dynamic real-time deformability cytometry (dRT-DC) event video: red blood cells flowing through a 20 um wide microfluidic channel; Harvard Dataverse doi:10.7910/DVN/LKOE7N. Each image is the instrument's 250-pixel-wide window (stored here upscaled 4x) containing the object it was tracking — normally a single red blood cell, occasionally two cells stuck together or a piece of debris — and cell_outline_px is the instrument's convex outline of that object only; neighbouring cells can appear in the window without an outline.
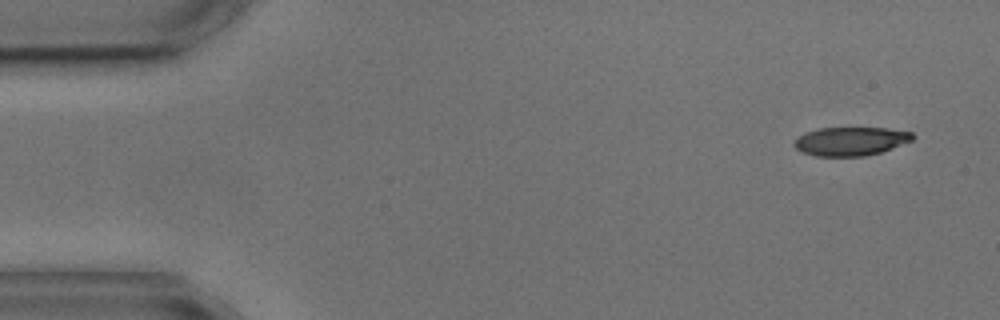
{"species": "common noctule bat (a hibernating species)", "species_latin": "Nyctalus noctula", "temperature_condition": "cold", "stored_images_in_passage": 4, "camera_frame_rate_fps": 3000, "um_per_image_px": 0.085, "animal": {"sex": "male", "body_mass_g": 17.9, "forearm_length_mm": 54.2}, "frame": {"image": 1, "passage_image": 1, "time_ms": 0.0, "image_size_px": [1000, 320], "cell_outline_px": [[916, 136], [912, 140], [880, 152], [864, 156], [816, 156], [804, 152], [796, 148], [792, 144], [796, 136], [820, 128], [888, 128], [912, 132]], "centroid_in_image_um": [72.29, 12.0], "position_along_channel_um": 12.7, "area_um2": 19.65}}